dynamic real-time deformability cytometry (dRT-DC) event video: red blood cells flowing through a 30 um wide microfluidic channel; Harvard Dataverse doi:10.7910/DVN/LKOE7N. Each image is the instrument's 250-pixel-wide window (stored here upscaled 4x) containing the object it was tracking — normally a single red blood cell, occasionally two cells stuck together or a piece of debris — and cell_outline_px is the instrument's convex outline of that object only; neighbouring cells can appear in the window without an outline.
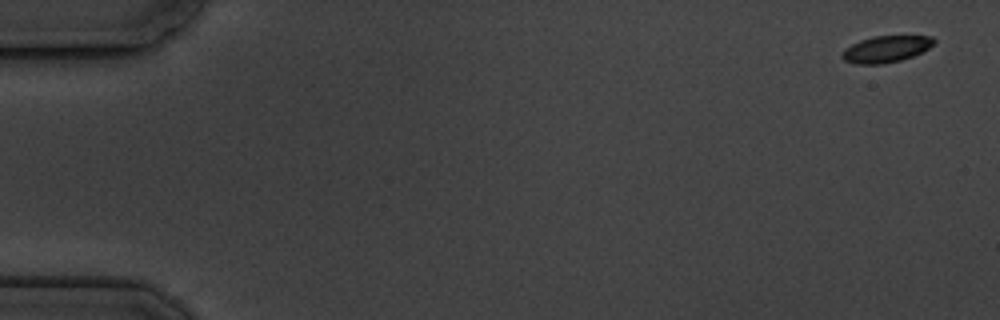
{"species": "common noctule bat (a hibernating species)", "species_latin": "Nyctalus noctula", "temperature_condition": "cold", "stored_images_in_passage": 17, "camera_frame_rate_fps": 3000, "um_per_image_px": 0.085, "animal": {"sex": "male", "body_mass_g": 19.5, "forearm_length_mm": 54.6}, "frame": {"image": 1, "passage_image": 1, "time_ms": 0.0, "image_size_px": [1000, 320], "cell_outline_px": [[936, 40], [928, 48], [912, 56], [900, 60], [880, 64], [856, 64], [844, 60], [840, 56], [844, 48], [860, 40], [872, 36], [932, 36]], "centroid_in_image_um": [75.26, 4.16], "position_along_channel_um": 9.7, "area_um2": 14.1}}
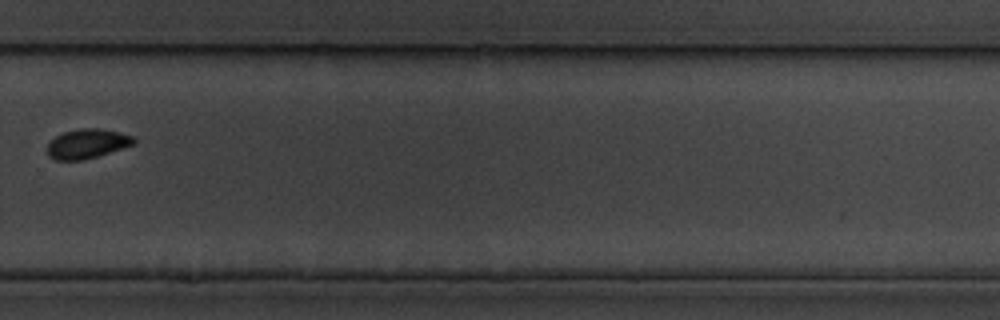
{"frame": {"image": 2, "passage_image": 12, "time_ms": 13.0, "image_size_px": [1000, 320], "cell_outline_px": [[136, 144], [84, 160], [56, 160], [48, 156], [48, 144], [56, 136], [64, 132], [80, 128], [100, 128], [120, 132], [132, 136], [136, 140]], "centroid_in_image_um": [7.44, 12.21], "position_along_channel_um": 322.4, "area_um2": 14.85}}
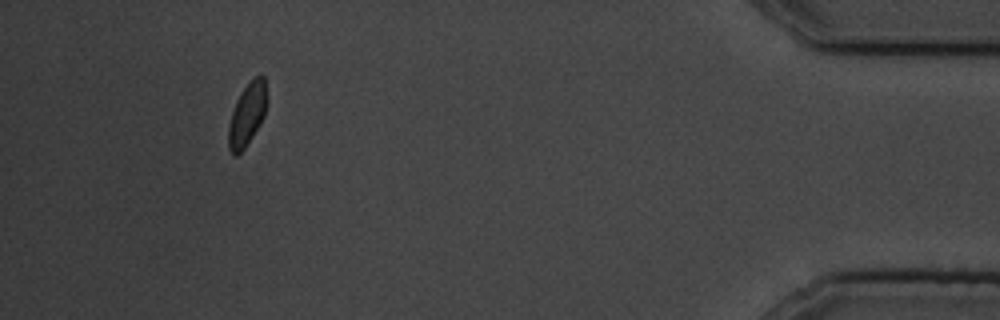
{"frame": {"image": 3, "passage_image": 16, "time_ms": 17.333, "image_size_px": [1000, 320], "cell_outline_px": [[268, 104], [264, 116], [260, 124], [244, 148], [236, 156], [232, 156], [228, 148], [228, 128], [232, 112], [236, 100], [244, 88], [256, 76], [264, 76], [268, 96]], "centroid_in_image_um": [21.02, 9.74], "position_along_channel_um": 414.2, "area_um2": 14.1}, "authors_computed_cell_mechanics": {"area_um2": 14.9124, "velocity_mm_per_s": 3.4985, "shape_relaxation_time_tau1_ms": 1.999, "shape_relaxation_time_tau2_ms": null, "deformation_change_tau1": 0.0901, "deformation_change_tau2": null}}